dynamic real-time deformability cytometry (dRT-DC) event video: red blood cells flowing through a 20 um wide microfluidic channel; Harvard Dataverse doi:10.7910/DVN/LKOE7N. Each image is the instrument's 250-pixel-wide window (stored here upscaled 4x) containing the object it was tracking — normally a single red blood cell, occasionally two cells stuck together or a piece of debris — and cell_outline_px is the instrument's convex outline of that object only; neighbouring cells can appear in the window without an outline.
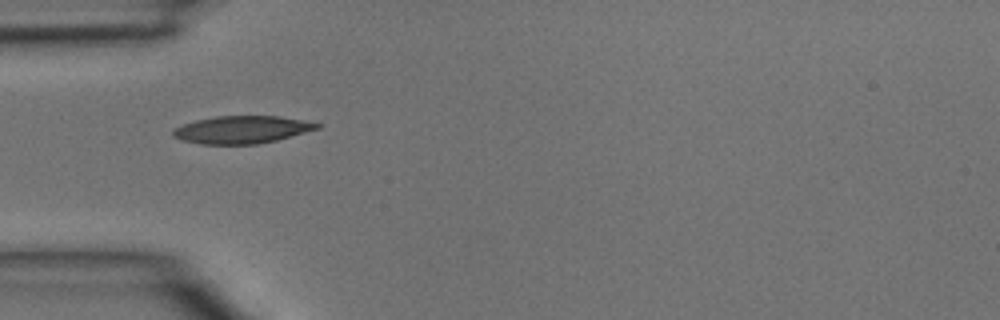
{"species": "common noctule bat (a hibernating species)", "species_latin": "Nyctalus noctula", "temperature_condition": "room temperature", "stored_images_in_passage": 1, "camera_frame_rate_fps": 3000, "um_per_image_px": 0.085, "animal": {"sex": "male", "body_mass_g": 15.6}, "frame": {"image": 1, "passage_image": 1, "time_ms": 0.0, "image_size_px": [1000, 320], "cell_outline_px": [[324, 124], [320, 128], [276, 140], [256, 144], [200, 144], [180, 140], [172, 136], [172, 132], [176, 128], [184, 124], [196, 120], [216, 116], [280, 116]], "centroid_in_image_um": [20.57, 11.02], "position_along_channel_um": 64.4, "area_um2": 23.06}}